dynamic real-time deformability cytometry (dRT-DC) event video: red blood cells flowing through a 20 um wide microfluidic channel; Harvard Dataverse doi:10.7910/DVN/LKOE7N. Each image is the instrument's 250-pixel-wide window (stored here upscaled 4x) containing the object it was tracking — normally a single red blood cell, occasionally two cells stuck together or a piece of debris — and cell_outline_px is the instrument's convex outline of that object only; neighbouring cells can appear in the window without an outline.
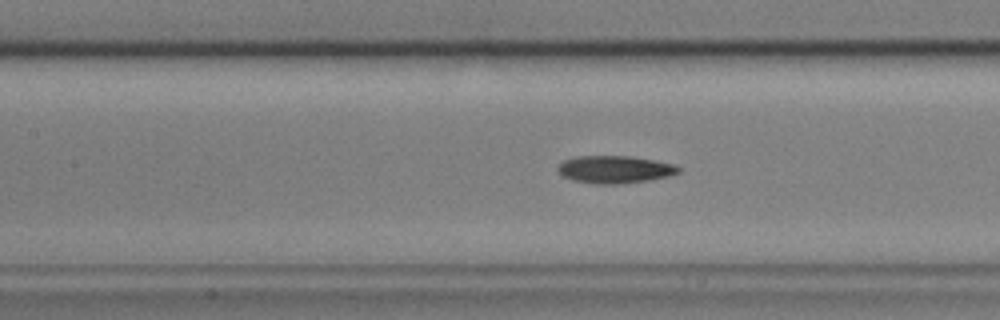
{"species": "common noctule bat (a hibernating species)", "species_latin": "Nyctalus noctula", "temperature_condition": "cold", "stored_images_in_passage": 32, "camera_frame_rate_fps": 3000, "um_per_image_px": 0.085, "animal": {"sex": "male", "body_mass_g": 17.9, "forearm_length_mm": 54.2}, "frame": {"image": 1, "passage_image": 9, "time_ms": 2.667, "image_size_px": [1000, 320], "cell_outline_px": [[680, 172], [668, 176], [648, 180], [616, 184], [596, 184], [572, 180], [560, 176], [556, 168], [564, 160], [576, 156], [632, 156], [656, 160], [672, 164], [680, 168]], "centroid_in_image_um": [52.21, 14.4], "position_along_channel_um": 155.2, "area_um2": 19.42}}
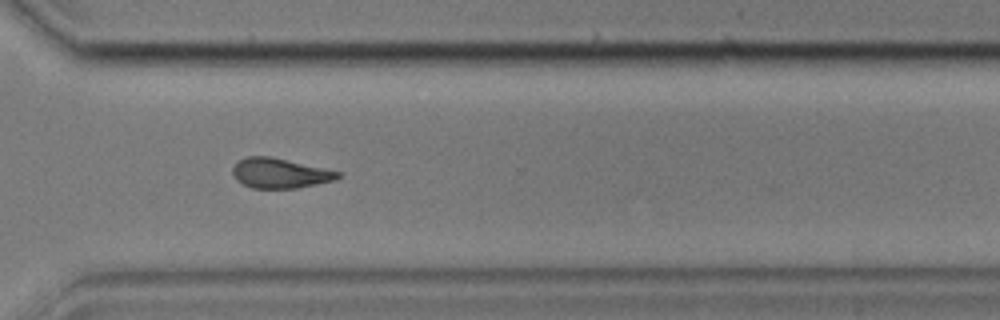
{"frame": {"image": 2, "passage_image": 25, "time_ms": 8.0, "image_size_px": [1000, 320], "cell_outline_px": [[340, 176], [336, 180], [296, 188], [252, 188], [236, 180], [232, 172], [232, 168], [240, 160], [248, 156], [272, 156], [340, 172]], "centroid_in_image_um": [23.78, 14.72], "position_along_channel_um": 346.8, "area_um2": 18.21}}
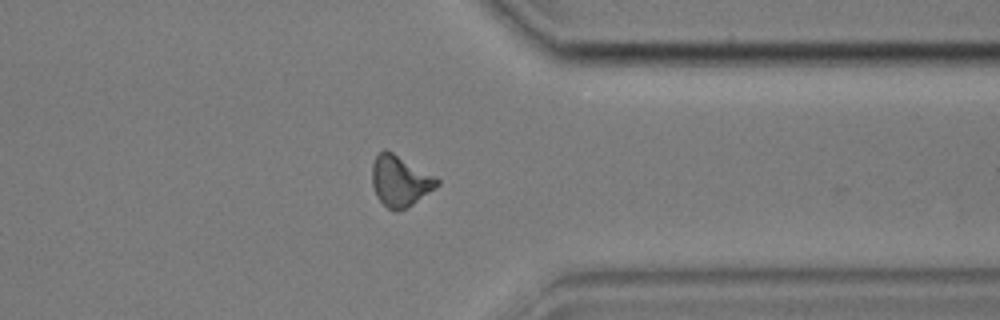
{"frame": {"image": 3, "passage_image": 28, "time_ms": 9.0, "image_size_px": [1000, 320], "cell_outline_px": [[440, 184], [436, 188], [412, 204], [396, 212], [392, 212], [376, 196], [372, 184], [372, 164], [376, 156], [384, 148], [392, 152], [436, 176], [440, 180]], "centroid_in_image_um": [34.01, 15.38], "position_along_channel_um": 377.4, "area_um2": 19.25}, "authors_computed_cell_mechanics": {"area_um2": 19.0162, "velocity_mm_per_s": 3.6023, "shape_relaxation_time_tau1_ms": 7.0132, "shape_relaxation_time_tau2_ms": 6.8804, "deformation_change_tau1": 0.1718, "deformation_change_tau2": 0.1562}}